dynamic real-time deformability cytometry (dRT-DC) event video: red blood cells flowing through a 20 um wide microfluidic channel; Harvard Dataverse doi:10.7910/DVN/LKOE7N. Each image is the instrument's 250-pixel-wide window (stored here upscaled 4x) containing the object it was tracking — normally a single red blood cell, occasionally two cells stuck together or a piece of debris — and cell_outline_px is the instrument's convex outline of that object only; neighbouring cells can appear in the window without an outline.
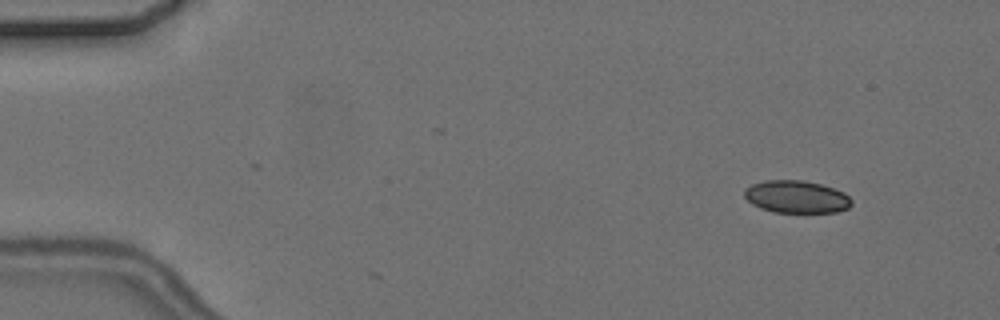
{"species": "common noctule bat (a hibernating species)", "species_latin": "Nyctalus noctula", "temperature_condition": "cold", "stored_images_in_passage": 5, "camera_frame_rate_fps": 3000, "um_per_image_px": 0.085, "animal": {"sex": "female", "body_mass_g": 24.6, "forearm_length_mm": 56.2}, "frame": {"image": 1, "passage_image": 2, "time_ms": 1.0, "image_size_px": [1000, 320], "cell_outline_px": [[852, 204], [848, 208], [836, 212], [776, 212], [760, 208], [752, 204], [744, 196], [744, 188], [752, 184], [764, 180], [804, 180], [820, 184], [844, 192], [852, 200]], "centroid_in_image_um": [67.68, 16.72], "position_along_channel_um": 17.3, "area_um2": 20.29}}
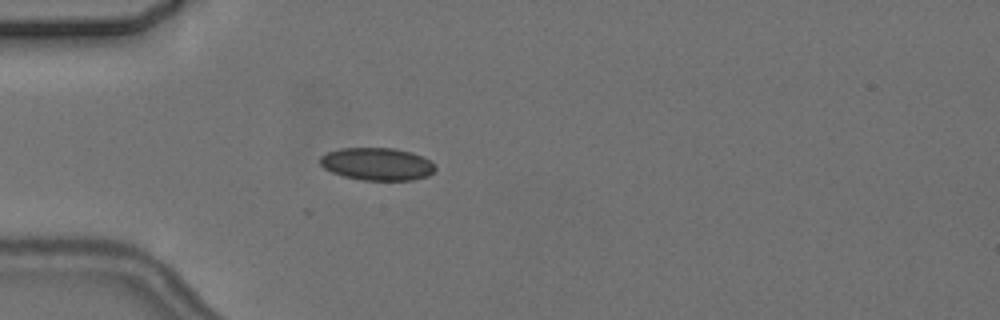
{"frame": {"image": 2, "passage_image": 5, "time_ms": 4.667, "image_size_px": [1000, 320], "cell_outline_px": [[436, 168], [428, 176], [412, 180], [360, 180], [344, 176], [332, 172], [324, 168], [320, 164], [320, 156], [328, 152], [340, 148], [396, 148], [412, 152], [424, 156], [436, 164]], "centroid_in_image_um": [32.08, 13.93], "position_along_channel_um": 52.9, "area_um2": 22.08}}